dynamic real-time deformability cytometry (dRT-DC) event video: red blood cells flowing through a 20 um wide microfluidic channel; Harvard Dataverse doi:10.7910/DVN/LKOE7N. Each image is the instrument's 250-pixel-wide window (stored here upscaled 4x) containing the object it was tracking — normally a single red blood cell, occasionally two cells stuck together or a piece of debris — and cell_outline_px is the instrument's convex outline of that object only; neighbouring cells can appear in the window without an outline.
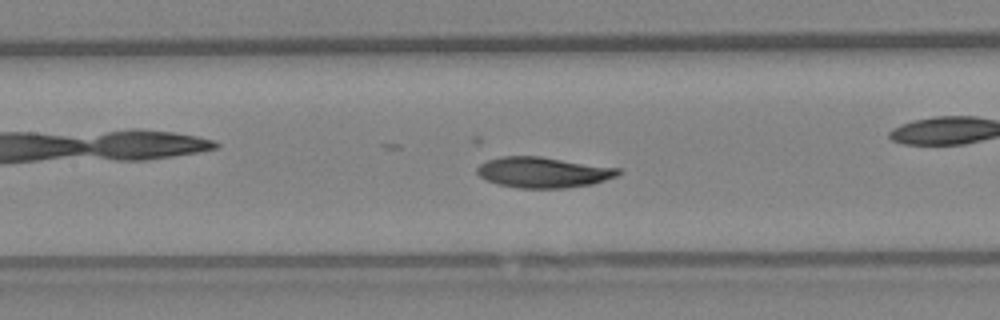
{"species": "Egyptian fruit bat (a non-hibernating species)", "species_latin": "Rousettus aegyptiacus", "temperature_condition": "warm", "stored_images_in_passage": 33, "camera_frame_rate_fps": 3000, "um_per_image_px": 0.085, "animal": {"sex": "female"}, "frame": {"image": 1, "passage_image": 10, "time_ms": 3.0, "image_size_px": [1000, 320], "cell_outline_px": [[620, 172], [616, 176], [592, 184], [568, 188], [516, 188], [496, 184], [484, 180], [476, 172], [476, 168], [480, 164], [488, 160], [500, 156], [540, 156], [620, 168]], "centroid_in_image_um": [46.13, 14.65], "position_along_channel_um": 161.3, "area_um2": 25.37}}
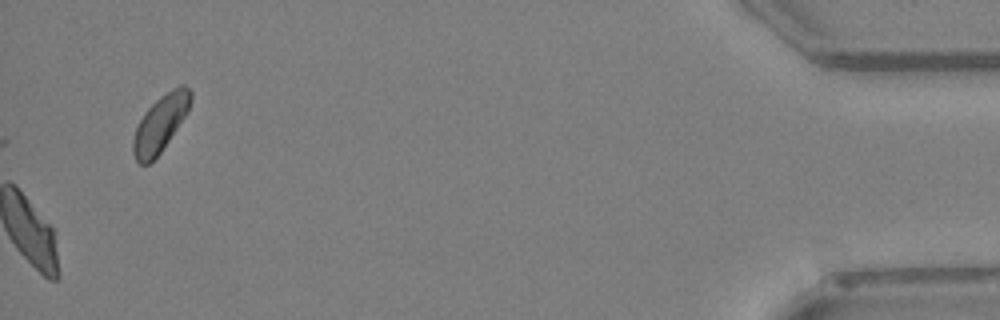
{"frame": {"image": 2, "passage_image": 33, "time_ms": 10.667, "image_size_px": [1000, 320], "cell_outline_px": [[192, 100], [188, 112], [160, 152], [148, 164], [140, 164], [136, 160], [132, 152], [132, 140], [136, 128], [144, 112], [160, 96], [172, 88], [180, 84], [184, 84], [192, 92]], "centroid_in_image_um": [13.64, 10.46], "position_along_channel_um": 421.6, "area_um2": 18.84}}